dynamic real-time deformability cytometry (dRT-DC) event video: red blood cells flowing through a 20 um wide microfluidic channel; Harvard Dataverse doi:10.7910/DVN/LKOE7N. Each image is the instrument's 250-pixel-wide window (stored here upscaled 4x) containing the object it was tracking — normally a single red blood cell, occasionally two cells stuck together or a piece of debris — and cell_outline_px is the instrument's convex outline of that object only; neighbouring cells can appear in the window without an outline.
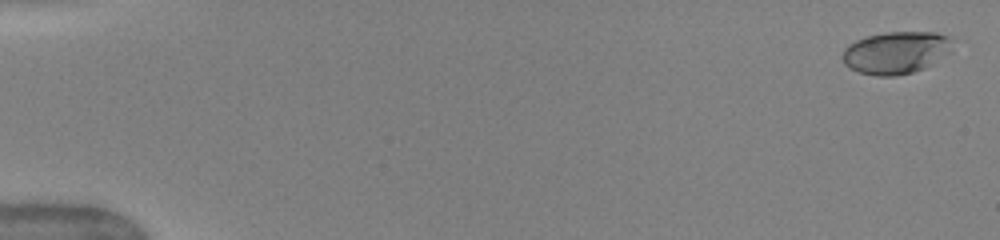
{"species": "human", "species_latin": "Homo sapiens", "temperature_condition": "warm", "stored_images_in_passage": 64, "camera_frame_rate_fps": 3000, "um_per_image_px": 0.085, "donor": {"sex": "female"}, "frame": {"image": 1, "passage_image": 3, "time_ms": 0.333, "image_size_px": [1000, 240], "cell_outline_px": [[952, 40], [924, 68], [912, 72], [896, 76], [876, 76], [860, 72], [848, 68], [844, 64], [840, 56], [844, 48], [848, 44], [856, 40], [868, 36], [884, 32], [936, 32], [948, 36]], "centroid_in_image_um": [75.96, 4.46], "position_along_channel_um": 9.0, "area_um2": 26.24}}
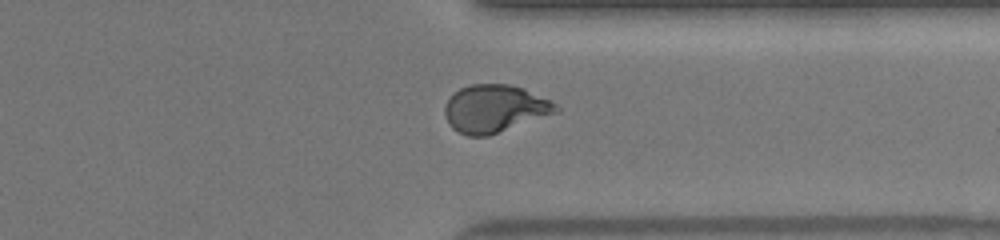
{"frame": {"image": 2, "passage_image": 53, "time_ms": 13.333, "image_size_px": [1000, 240], "cell_outline_px": [[560, 112], [488, 136], [468, 136], [452, 128], [448, 124], [444, 116], [444, 108], [448, 100], [460, 88], [472, 84], [508, 84], [524, 88], [552, 100], [560, 108]], "centroid_in_image_um": [42.09, 9.24], "position_along_channel_um": 369.3, "area_um2": 31.1}}
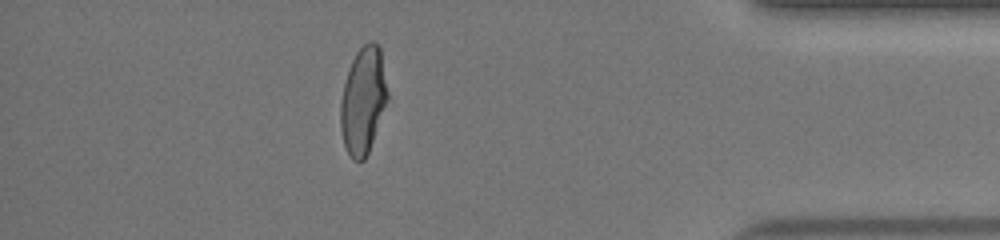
{"frame": {"image": 3, "passage_image": 58, "time_ms": 15.0, "image_size_px": [1000, 240], "cell_outline_px": [[388, 100], [368, 152], [364, 160], [352, 160], [344, 144], [340, 128], [340, 104], [344, 84], [352, 60], [356, 52], [368, 40], [372, 40], [380, 44], [388, 92]], "centroid_in_image_um": [30.88, 8.5], "position_along_channel_um": 404.3, "area_um2": 29.3}, "authors_computed_cell_mechanics": {"area_um2": 29.3913, "velocity_mm_per_s": 4.0515, "shape_relaxation_time_tau1_ms": 6.7018, "shape_relaxation_time_tau2_ms": 0.8503, "deformation_change_tau1": 0.2401, "deformation_change_tau2": 0.0636}}